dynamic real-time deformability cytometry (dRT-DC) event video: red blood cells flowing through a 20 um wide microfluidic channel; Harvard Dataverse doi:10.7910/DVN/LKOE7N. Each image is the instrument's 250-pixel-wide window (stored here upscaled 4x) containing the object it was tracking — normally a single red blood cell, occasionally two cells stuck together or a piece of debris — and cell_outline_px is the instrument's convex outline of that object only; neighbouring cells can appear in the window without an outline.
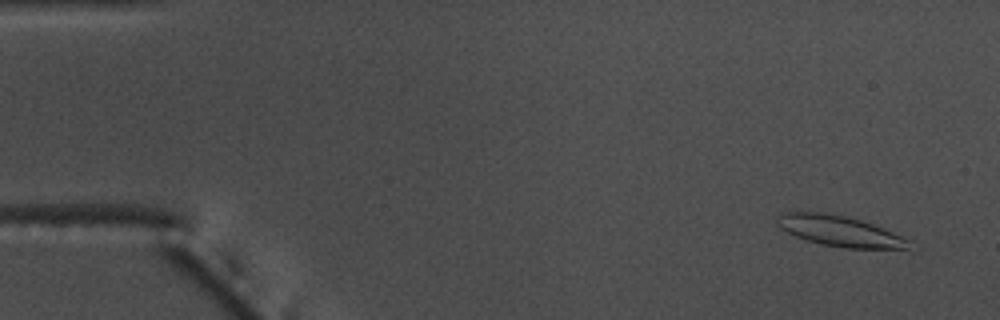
{"species": "common noctule bat (a hibernating species)", "species_latin": "Nyctalus noctula", "temperature_condition": "warm", "stored_images_in_passage": 57, "camera_frame_rate_fps": 3000, "um_per_image_px": 0.085, "animal": {"sex": "male", "body_mass_g": 17.5, "forearm_length_mm": 52.3}, "frame": {"image": 1, "passage_image": 4, "time_ms": 1.0, "image_size_px": [1000, 320], "cell_outline_px": [[912, 244], [908, 248], [844, 248], [820, 244], [804, 240], [780, 228], [776, 224], [776, 216], [788, 212], [824, 212], [844, 216], [860, 220], [884, 228], [908, 240]], "centroid_in_image_um": [71.31, 19.64], "position_along_channel_um": 13.7, "area_um2": 23.29}}
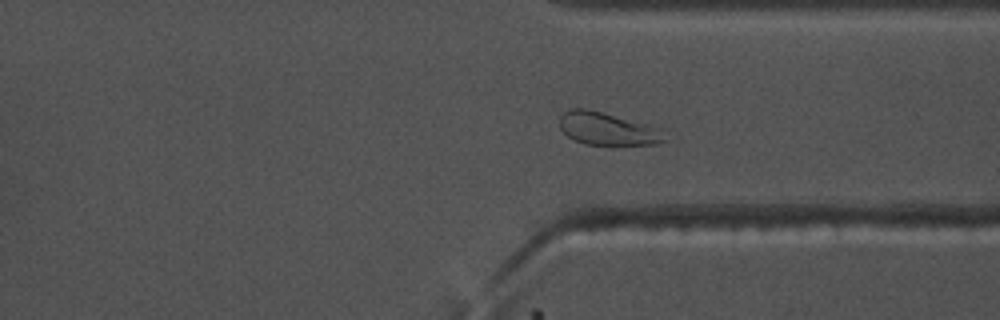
{"frame": {"image": 2, "passage_image": 43, "time_ms": 14.0, "image_size_px": [1000, 320], "cell_outline_px": [[680, 136], [656, 144], [612, 148], [584, 144], [568, 136], [560, 128], [560, 116], [564, 112], [572, 108], [584, 108], [668, 128]], "centroid_in_image_um": [51.94, 11.02], "position_along_channel_um": 359.5, "area_um2": 21.96}}
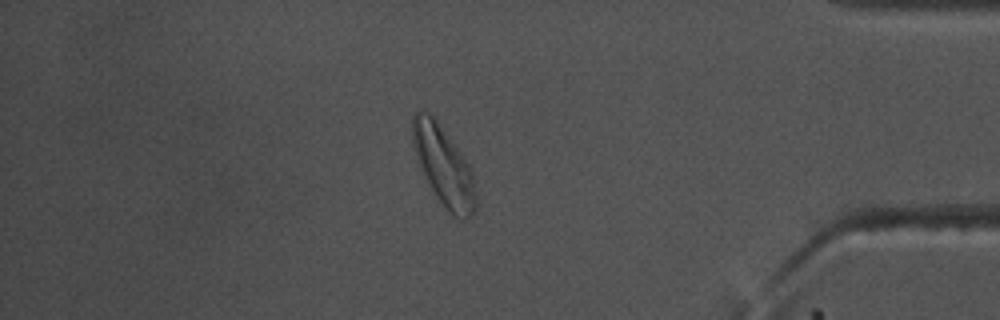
{"frame": {"image": 3, "passage_image": 49, "time_ms": 16.0, "image_size_px": [1000, 320], "cell_outline_px": [[476, 208], [472, 216], [468, 220], [456, 216], [448, 212], [444, 208], [432, 192], [416, 160], [412, 144], [412, 116], [420, 108], [428, 112], [436, 120], [460, 152], [468, 164], [472, 172], [476, 196]], "centroid_in_image_um": [37.67, 14.13], "position_along_channel_um": 397.5, "area_um2": 29.42}, "authors_computed_cell_mechanics": {"area_um2": 22.7154, "velocity_mm_per_s": 3.6323, "shape_relaxation_time_tau1_ms": 6.7413, "shape_relaxation_time_tau2_ms": 1.9736, "deformation_change_tau1": 0.2087, "deformation_change_tau2": 0.0923}}